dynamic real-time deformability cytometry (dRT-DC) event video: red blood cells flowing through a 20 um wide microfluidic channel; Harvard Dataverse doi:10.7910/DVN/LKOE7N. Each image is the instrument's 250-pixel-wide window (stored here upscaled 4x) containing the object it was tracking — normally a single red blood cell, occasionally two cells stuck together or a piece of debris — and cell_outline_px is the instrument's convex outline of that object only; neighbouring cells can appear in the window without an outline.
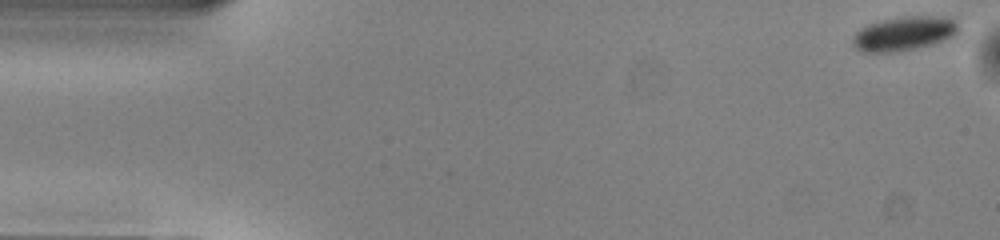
{"species": "common noctule bat (a hibernating species)", "species_latin": "Nyctalus noctula", "temperature_condition": "warm", "stored_images_in_passage": 7, "camera_frame_rate_fps": 3000, "um_per_image_px": 0.085, "animal": {"sex": "male", "body_mass_g": 13.0, "forearm_length_mm": 53.1}, "frame": {"image": 1, "passage_image": 1, "time_ms": 0.0, "image_size_px": [1000, 240], "cell_outline_px": [[960, 32], [952, 36], [916, 48], [892, 52], [864, 52], [856, 48], [852, 44], [852, 36], [860, 28], [868, 24], [880, 20], [904, 16], [932, 16], [956, 20], [960, 28]], "centroid_in_image_um": [76.79, 2.84], "position_along_channel_um": 8.2, "area_um2": 20.87}}